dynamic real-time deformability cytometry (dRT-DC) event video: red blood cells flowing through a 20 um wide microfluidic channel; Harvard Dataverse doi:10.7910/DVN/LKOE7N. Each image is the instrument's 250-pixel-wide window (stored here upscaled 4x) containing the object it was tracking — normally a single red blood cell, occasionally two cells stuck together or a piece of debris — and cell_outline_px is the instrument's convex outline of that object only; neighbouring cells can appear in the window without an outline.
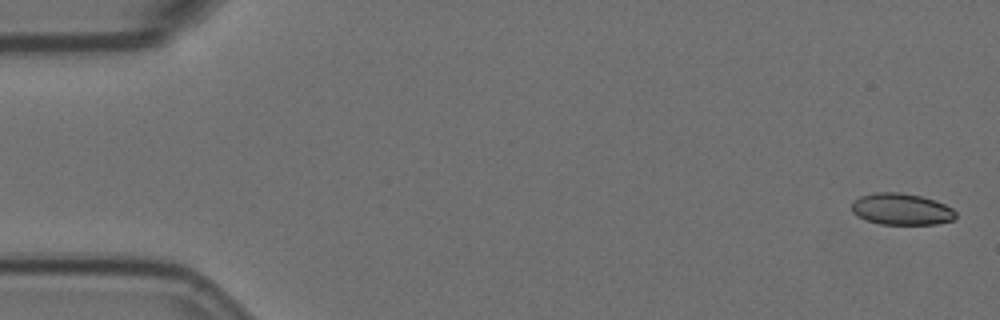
{"species": "Egyptian fruit bat (a non-hibernating species)", "species_latin": "Rousettus aegyptiacus", "temperature_condition": "room temperature", "stored_images_in_passage": 3, "camera_frame_rate_fps": 3000, "um_per_image_px": 0.085, "animal": {"sex": "female"}, "frame": {"image": 1, "passage_image": 1, "time_ms": 0.0, "image_size_px": [1000, 320], "cell_outline_px": [[956, 216], [952, 220], [936, 224], [880, 224], [856, 216], [852, 212], [852, 200], [860, 196], [876, 192], [900, 192], [920, 196], [936, 200], [952, 208], [956, 212]], "centroid_in_image_um": [76.6, 17.77], "position_along_channel_um": 8.4, "area_um2": 19.19}}